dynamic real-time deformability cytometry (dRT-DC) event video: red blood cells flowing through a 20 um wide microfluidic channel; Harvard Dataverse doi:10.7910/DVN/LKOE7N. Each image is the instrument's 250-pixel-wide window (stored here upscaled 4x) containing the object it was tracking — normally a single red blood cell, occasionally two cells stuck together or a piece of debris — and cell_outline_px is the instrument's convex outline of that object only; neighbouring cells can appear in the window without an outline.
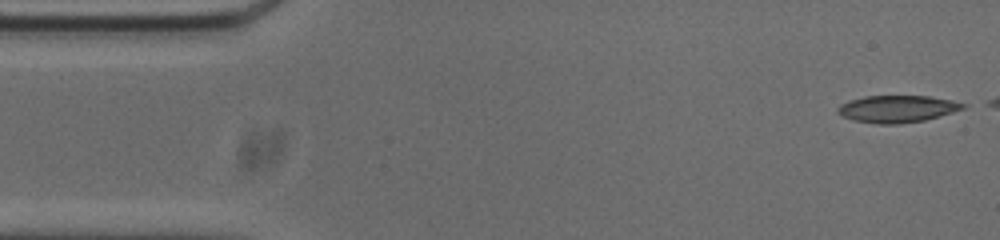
{"species": "common noctule bat (a hibernating species)", "species_latin": "Nyctalus noctula", "temperature_condition": "cold", "stored_images_in_passage": 45, "camera_frame_rate_fps": 3000, "um_per_image_px": 0.085, "animal": {"sex": "male", "body_mass_g": 20.0, "forearm_length_mm": 53.3}, "frame": {"image": 1, "passage_image": 1, "time_ms": 0.0, "image_size_px": [1000, 240], "cell_outline_px": [[968, 104], [964, 108], [952, 112], [924, 120], [896, 124], [880, 124], [856, 120], [844, 116], [836, 112], [836, 108], [840, 104], [848, 100], [864, 96], [928, 96], [952, 100]], "centroid_in_image_um": [76.25, 9.24], "position_along_channel_um": 8.8, "area_um2": 19.59}}
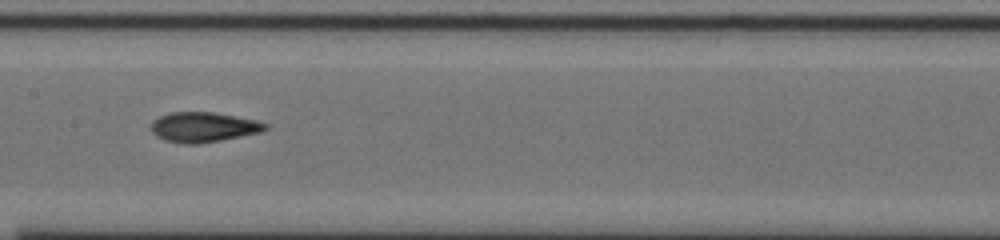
{"frame": {"image": 2, "passage_image": 24, "time_ms": 7.667, "image_size_px": [1000, 240], "cell_outline_px": [[268, 128], [260, 132], [220, 140], [196, 144], [184, 144], [164, 140], [156, 136], [152, 132], [152, 120], [160, 116], [172, 112], [212, 112], [260, 120], [268, 124]], "centroid_in_image_um": [17.3, 10.8], "position_along_channel_um": 190.1, "area_um2": 19.94}}
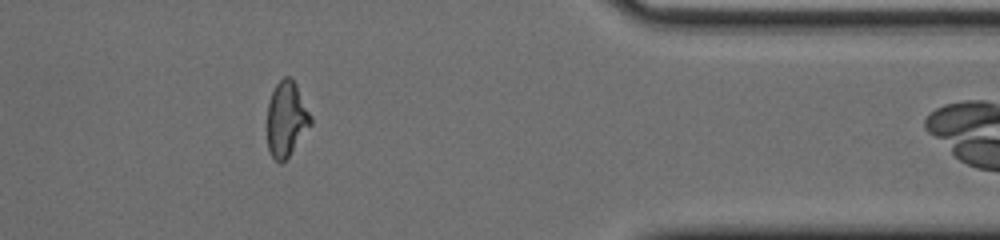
{"frame": {"image": 3, "passage_image": 42, "time_ms": 13.667, "image_size_px": [1000, 240], "cell_outline_px": [[312, 124], [288, 156], [280, 164], [272, 156], [268, 148], [268, 100], [276, 84], [284, 76], [292, 76], [312, 116]], "centroid_in_image_um": [24.36, 10.08], "position_along_channel_um": 387.0, "area_um2": 18.96}, "authors_computed_cell_mechanics": {"area_um2": 19.7098, "velocity_mm_per_s": 3.7613, "shape_relaxation_time_tau1_ms": null, "shape_relaxation_time_tau2_ms": 3.2245, "deformation_change_tau1": null, "deformation_change_tau2": 0.0985}}